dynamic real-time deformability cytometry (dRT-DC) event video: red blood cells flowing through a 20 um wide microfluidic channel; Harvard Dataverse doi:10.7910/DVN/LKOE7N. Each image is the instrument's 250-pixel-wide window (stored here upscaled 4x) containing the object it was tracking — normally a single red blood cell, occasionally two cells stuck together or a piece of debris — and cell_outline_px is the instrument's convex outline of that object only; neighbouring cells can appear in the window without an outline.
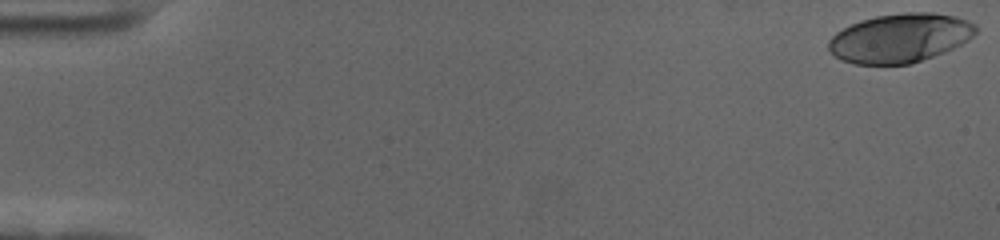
{"species": "human", "species_latin": "Homo sapiens", "temperature_condition": "cold", "stored_images_in_passage": 58, "camera_frame_rate_fps": 3000, "um_per_image_px": 0.085, "donor": {"sex": "female"}, "frame": {"image": 1, "passage_image": 1, "time_ms": 0.0, "image_size_px": [1000, 240], "cell_outline_px": [[976, 32], [968, 40], [944, 52], [912, 64], [852, 64], [840, 60], [828, 48], [828, 40], [836, 32], [860, 20], [876, 16], [904, 12], [932, 12], [956, 16], [968, 20], [976, 24]], "centroid_in_image_um": [76.5, 3.23], "position_along_channel_um": 8.5, "area_um2": 42.08}}
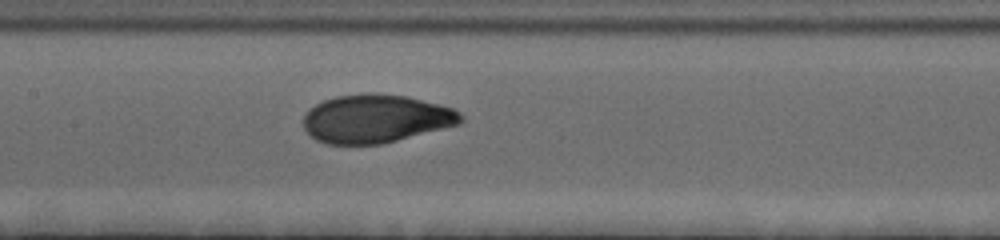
{"frame": {"image": 2, "passage_image": 29, "time_ms": 9.333, "image_size_px": [1000, 240], "cell_outline_px": [[464, 120], [460, 124], [380, 144], [328, 144], [316, 140], [304, 128], [304, 116], [316, 104], [324, 100], [336, 96], [408, 96], [440, 104], [452, 108], [460, 112], [464, 116]], "centroid_in_image_um": [31.99, 10.12], "position_along_channel_um": 175.4, "area_um2": 43.18}}
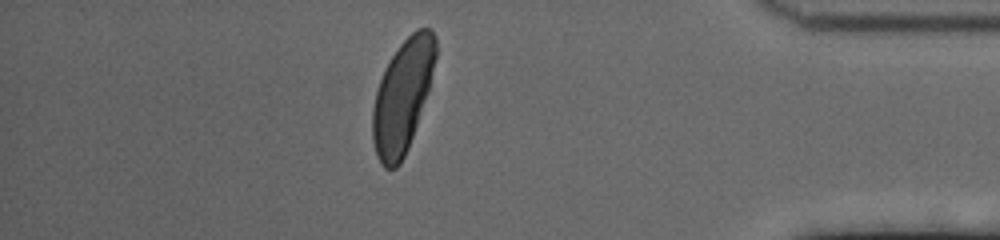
{"frame": {"image": 3, "passage_image": 51, "time_ms": 16.667, "image_size_px": [1000, 240], "cell_outline_px": [[436, 56], [428, 92], [408, 148], [400, 164], [396, 168], [384, 168], [380, 164], [372, 140], [372, 108], [376, 92], [384, 68], [400, 44], [416, 28], [428, 28], [436, 36]], "centroid_in_image_um": [34.2, 8.18], "position_along_channel_um": 401.0, "area_um2": 41.15}}